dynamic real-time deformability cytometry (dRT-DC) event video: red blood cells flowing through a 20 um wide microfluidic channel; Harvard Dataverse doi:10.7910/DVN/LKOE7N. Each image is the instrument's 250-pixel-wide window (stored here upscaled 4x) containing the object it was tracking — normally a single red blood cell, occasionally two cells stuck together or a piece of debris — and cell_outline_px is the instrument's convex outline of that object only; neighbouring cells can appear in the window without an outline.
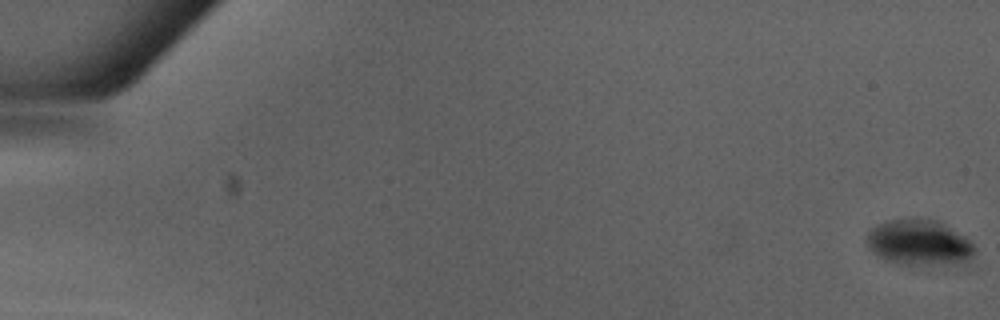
{"species": "Egyptian fruit bat (a non-hibernating species)", "species_latin": "Rousettus aegyptiacus", "temperature_condition": "warm", "stored_images_in_passage": 15, "segment_of_instrument_passage": [1, 2], "camera_frame_rate_fps": 3000, "um_per_image_px": 0.085, "animal": {"sex": "male"}, "frame": {"image": 1, "passage_image": 1, "time_ms": 0.0, "image_size_px": [1000, 320], "cell_outline_px": [[976, 248], [972, 256], [964, 260], [912, 264], [908, 264], [888, 260], [880, 256], [868, 248], [868, 232], [876, 224], [888, 220], [912, 216], [916, 216], [936, 220], [944, 224], [964, 236]], "centroid_in_image_um": [78.06, 20.52], "position_along_channel_um": 6.9, "area_um2": 27.86}}
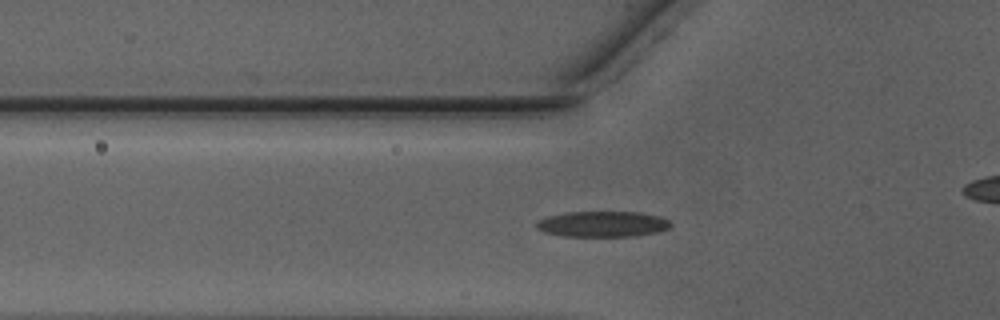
{"frame": {"image": 2, "passage_image": 11, "time_ms": 3.333, "image_size_px": [1000, 320], "cell_outline_px": [[672, 224], [668, 228], [660, 232], [636, 236], [560, 236], [544, 232], [536, 228], [536, 220], [544, 216], [564, 212], [640, 212], [660, 216], [668, 220]], "centroid_in_image_um": [51.18, 19.04], "position_along_channel_um": 74.6, "area_um2": 20.46}}